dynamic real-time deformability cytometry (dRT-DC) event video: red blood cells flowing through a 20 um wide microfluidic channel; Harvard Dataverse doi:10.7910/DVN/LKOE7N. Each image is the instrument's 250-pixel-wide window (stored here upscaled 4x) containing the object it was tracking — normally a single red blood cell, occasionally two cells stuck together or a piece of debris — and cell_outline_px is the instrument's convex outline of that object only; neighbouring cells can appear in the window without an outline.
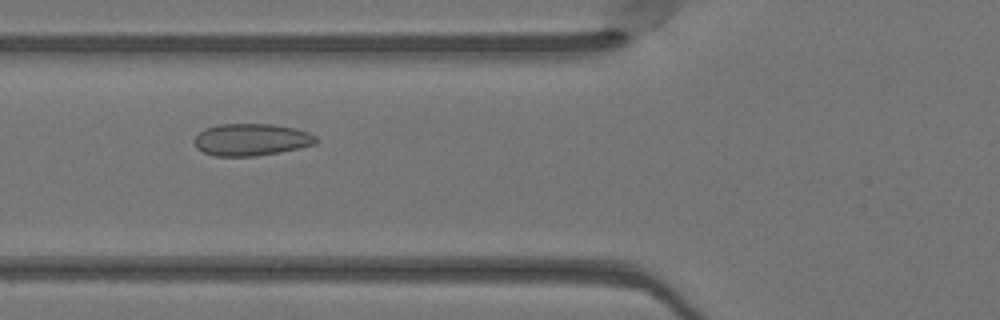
{"species": "Egyptian fruit bat (a non-hibernating species)", "species_latin": "Rousettus aegyptiacus", "temperature_condition": "warm", "stored_images_in_passage": 34, "camera_frame_rate_fps": 3000, "um_per_image_px": 0.085, "animal": {"sex": "female"}, "frame": {"image": 1, "passage_image": 3, "time_ms": 0.667, "image_size_px": [1000, 320], "cell_outline_px": [[316, 144], [280, 152], [256, 156], [216, 156], [204, 152], [196, 148], [196, 136], [204, 128], [220, 124], [272, 124], [296, 128], [308, 132], [316, 136]], "centroid_in_image_um": [21.38, 11.86], "position_along_channel_um": 104.4, "area_um2": 22.66}}
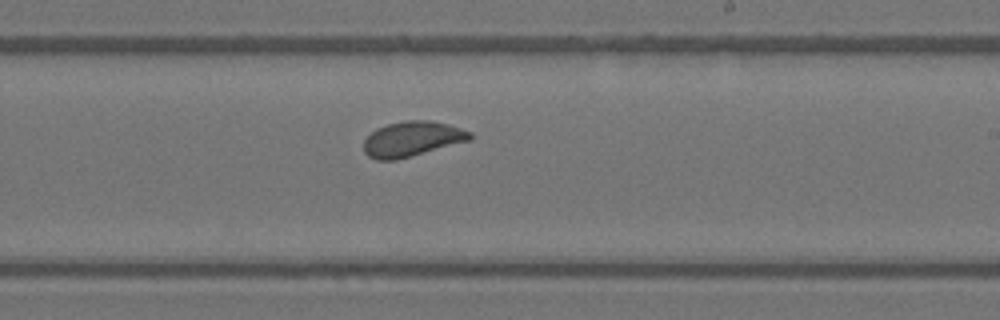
{"frame": {"image": 2, "passage_image": 14, "time_ms": 4.333, "image_size_px": [1000, 320], "cell_outline_px": [[472, 140], [396, 160], [376, 160], [368, 156], [364, 152], [364, 140], [376, 128], [388, 124], [404, 120], [428, 120], [448, 124], [472, 132]], "centroid_in_image_um": [35.04, 11.81], "position_along_channel_um": 254.0, "area_um2": 21.79}}
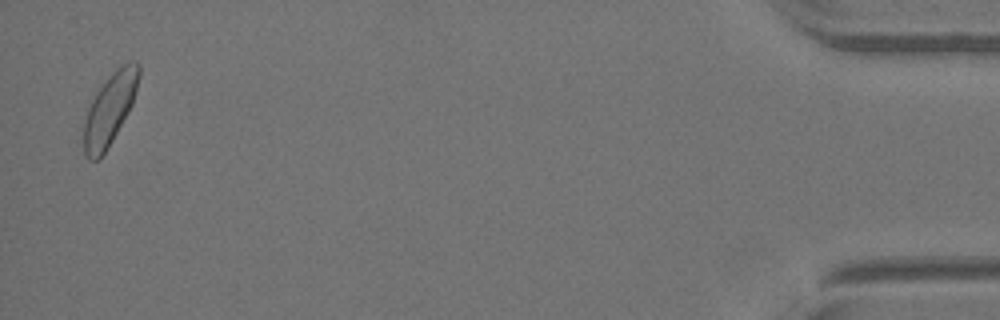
{"frame": {"image": 3, "passage_image": 33, "time_ms": 10.667, "image_size_px": [1000, 320], "cell_outline_px": [[140, 76], [132, 104], [128, 112], [112, 140], [104, 152], [96, 160], [88, 160], [84, 156], [84, 120], [88, 108], [100, 84], [116, 68], [132, 60], [136, 60], [140, 64]], "centroid_in_image_um": [9.33, 9.22], "position_along_channel_um": 425.9, "area_um2": 22.83}}